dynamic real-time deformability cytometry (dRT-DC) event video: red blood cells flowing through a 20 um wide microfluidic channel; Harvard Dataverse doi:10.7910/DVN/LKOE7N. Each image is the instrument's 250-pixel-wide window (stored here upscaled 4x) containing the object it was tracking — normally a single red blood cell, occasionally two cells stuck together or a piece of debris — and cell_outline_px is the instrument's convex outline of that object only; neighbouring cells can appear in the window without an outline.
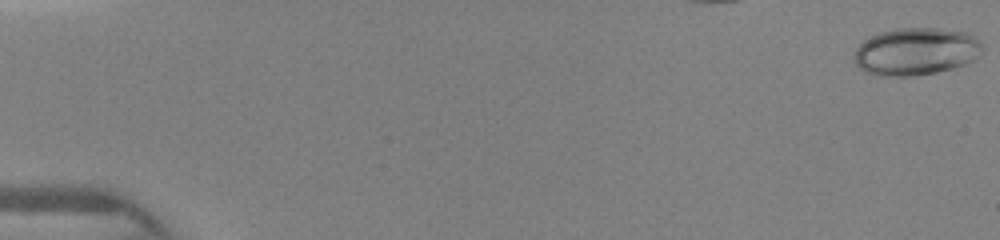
{"species": "human", "species_latin": "Homo sapiens", "temperature_condition": "warm", "stored_images_in_passage": 24, "camera_frame_rate_fps": 3000, "um_per_image_px": 0.085, "donor": {"sex": "female"}, "frame": {"image": 1, "passage_image": 1, "time_ms": 0.0, "image_size_px": [1000, 240], "cell_outline_px": [[984, 48], [980, 56], [956, 68], [916, 76], [876, 76], [860, 68], [852, 60], [852, 56], [856, 48], [864, 40], [880, 32], [896, 28], [936, 28], [968, 32], [976, 36], [984, 44]], "centroid_in_image_um": [77.89, 4.38], "position_along_channel_um": 7.1, "area_um2": 36.07}}